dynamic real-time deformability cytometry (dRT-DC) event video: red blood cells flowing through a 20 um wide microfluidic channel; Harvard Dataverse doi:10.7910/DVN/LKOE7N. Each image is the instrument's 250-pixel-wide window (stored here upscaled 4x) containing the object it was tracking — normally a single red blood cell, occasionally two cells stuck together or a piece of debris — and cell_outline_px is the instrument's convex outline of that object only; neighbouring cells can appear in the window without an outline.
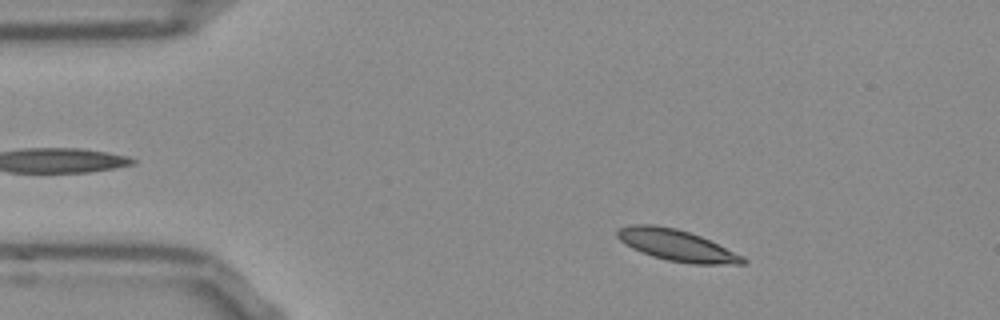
{"species": "Egyptian fruit bat (a non-hibernating species)", "species_latin": "Rousettus aegyptiacus", "temperature_condition": "room temperature", "stored_images_in_passage": 51, "camera_frame_rate_fps": 3000, "um_per_image_px": 0.085, "frame": {"image": 1, "passage_image": 6, "time_ms": 1.667, "image_size_px": [1000, 320], "cell_outline_px": [[748, 260], [744, 264], [692, 264], [668, 260], [652, 256], [640, 252], [624, 244], [616, 236], [616, 228], [628, 224], [652, 224], [676, 228], [700, 236], [744, 256]], "centroid_in_image_um": [57.47, 20.84], "position_along_channel_um": 27.5, "area_um2": 23.06}}
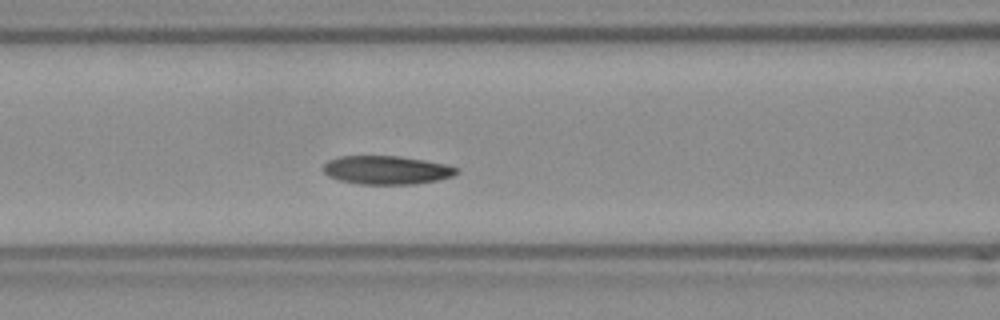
{"frame": {"image": 2, "passage_image": 19, "time_ms": 6.0, "image_size_px": [1000, 320], "cell_outline_px": [[460, 172], [452, 176], [436, 180], [416, 184], [360, 184], [340, 180], [328, 176], [320, 168], [328, 160], [340, 156], [400, 156], [424, 160], [444, 164], [460, 168]], "centroid_in_image_um": [32.85, 14.45], "position_along_channel_um": 133.8, "area_um2": 22.25}}
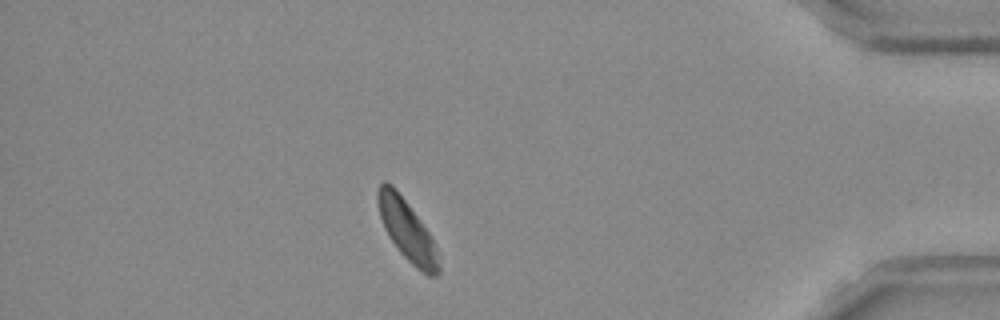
{"frame": {"image": 3, "passage_image": 44, "time_ms": 14.333, "image_size_px": [1000, 320], "cell_outline_px": [[440, 276], [428, 276], [420, 272], [400, 252], [388, 236], [384, 228], [380, 216], [376, 200], [376, 192], [380, 184], [384, 180], [392, 184], [408, 204], [428, 232], [436, 248], [440, 268]], "centroid_in_image_um": [34.58, 19.59], "position_along_channel_um": 400.6, "area_um2": 21.44}, "authors_computed_cell_mechanics": {"area_um2": 22.3108, "velocity_mm_per_s": 3.7407, "shape_relaxation_time_tau1_ms": 3.5838, "shape_relaxation_time_tau2_ms": 6.1631, "deformation_change_tau1": 0.1028, "deformation_change_tau2": 0.1181}}